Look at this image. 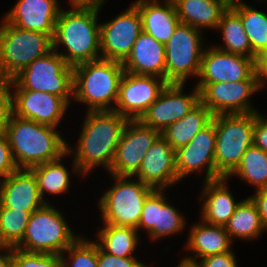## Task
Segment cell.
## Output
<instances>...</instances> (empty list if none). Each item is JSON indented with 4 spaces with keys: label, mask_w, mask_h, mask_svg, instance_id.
I'll return each instance as SVG.
<instances>
[{
    "label": "cell",
    "mask_w": 267,
    "mask_h": 267,
    "mask_svg": "<svg viewBox=\"0 0 267 267\" xmlns=\"http://www.w3.org/2000/svg\"><path fill=\"white\" fill-rule=\"evenodd\" d=\"M5 134L19 169H30L73 152L55 127L15 115L11 116Z\"/></svg>",
    "instance_id": "cell-3"
},
{
    "label": "cell",
    "mask_w": 267,
    "mask_h": 267,
    "mask_svg": "<svg viewBox=\"0 0 267 267\" xmlns=\"http://www.w3.org/2000/svg\"><path fill=\"white\" fill-rule=\"evenodd\" d=\"M142 32V19L133 4L123 13L100 24L101 58L124 63Z\"/></svg>",
    "instance_id": "cell-13"
},
{
    "label": "cell",
    "mask_w": 267,
    "mask_h": 267,
    "mask_svg": "<svg viewBox=\"0 0 267 267\" xmlns=\"http://www.w3.org/2000/svg\"><path fill=\"white\" fill-rule=\"evenodd\" d=\"M230 239H252L262 233L264 229L255 203L250 197L240 201L235 212L224 226Z\"/></svg>",
    "instance_id": "cell-30"
},
{
    "label": "cell",
    "mask_w": 267,
    "mask_h": 267,
    "mask_svg": "<svg viewBox=\"0 0 267 267\" xmlns=\"http://www.w3.org/2000/svg\"><path fill=\"white\" fill-rule=\"evenodd\" d=\"M32 213L0 207V247L15 248L21 242Z\"/></svg>",
    "instance_id": "cell-35"
},
{
    "label": "cell",
    "mask_w": 267,
    "mask_h": 267,
    "mask_svg": "<svg viewBox=\"0 0 267 267\" xmlns=\"http://www.w3.org/2000/svg\"><path fill=\"white\" fill-rule=\"evenodd\" d=\"M257 70V62L242 55L227 53L212 47L204 50L198 83L239 82L247 80Z\"/></svg>",
    "instance_id": "cell-17"
},
{
    "label": "cell",
    "mask_w": 267,
    "mask_h": 267,
    "mask_svg": "<svg viewBox=\"0 0 267 267\" xmlns=\"http://www.w3.org/2000/svg\"><path fill=\"white\" fill-rule=\"evenodd\" d=\"M98 267H148L135 257H119L104 252L97 244Z\"/></svg>",
    "instance_id": "cell-39"
},
{
    "label": "cell",
    "mask_w": 267,
    "mask_h": 267,
    "mask_svg": "<svg viewBox=\"0 0 267 267\" xmlns=\"http://www.w3.org/2000/svg\"><path fill=\"white\" fill-rule=\"evenodd\" d=\"M116 184L99 200L105 224L137 228L147 197L155 190L142 183L129 180L132 176L111 175Z\"/></svg>",
    "instance_id": "cell-9"
},
{
    "label": "cell",
    "mask_w": 267,
    "mask_h": 267,
    "mask_svg": "<svg viewBox=\"0 0 267 267\" xmlns=\"http://www.w3.org/2000/svg\"><path fill=\"white\" fill-rule=\"evenodd\" d=\"M216 129L215 168L217 179L227 178L253 145L255 112L213 116Z\"/></svg>",
    "instance_id": "cell-5"
},
{
    "label": "cell",
    "mask_w": 267,
    "mask_h": 267,
    "mask_svg": "<svg viewBox=\"0 0 267 267\" xmlns=\"http://www.w3.org/2000/svg\"><path fill=\"white\" fill-rule=\"evenodd\" d=\"M57 0H18L4 20L16 27L41 32L52 38L61 8Z\"/></svg>",
    "instance_id": "cell-20"
},
{
    "label": "cell",
    "mask_w": 267,
    "mask_h": 267,
    "mask_svg": "<svg viewBox=\"0 0 267 267\" xmlns=\"http://www.w3.org/2000/svg\"><path fill=\"white\" fill-rule=\"evenodd\" d=\"M11 85L15 90L48 92L70 104L73 97V66L52 50L21 70L11 79Z\"/></svg>",
    "instance_id": "cell-7"
},
{
    "label": "cell",
    "mask_w": 267,
    "mask_h": 267,
    "mask_svg": "<svg viewBox=\"0 0 267 267\" xmlns=\"http://www.w3.org/2000/svg\"><path fill=\"white\" fill-rule=\"evenodd\" d=\"M230 7L240 16L256 62L267 52V14L250 7L241 0H231Z\"/></svg>",
    "instance_id": "cell-29"
},
{
    "label": "cell",
    "mask_w": 267,
    "mask_h": 267,
    "mask_svg": "<svg viewBox=\"0 0 267 267\" xmlns=\"http://www.w3.org/2000/svg\"><path fill=\"white\" fill-rule=\"evenodd\" d=\"M125 72L151 75L165 80V44L142 31L123 63Z\"/></svg>",
    "instance_id": "cell-23"
},
{
    "label": "cell",
    "mask_w": 267,
    "mask_h": 267,
    "mask_svg": "<svg viewBox=\"0 0 267 267\" xmlns=\"http://www.w3.org/2000/svg\"><path fill=\"white\" fill-rule=\"evenodd\" d=\"M257 71L259 75L260 86H264L263 83L267 80V52H265L257 61Z\"/></svg>",
    "instance_id": "cell-44"
},
{
    "label": "cell",
    "mask_w": 267,
    "mask_h": 267,
    "mask_svg": "<svg viewBox=\"0 0 267 267\" xmlns=\"http://www.w3.org/2000/svg\"><path fill=\"white\" fill-rule=\"evenodd\" d=\"M201 223V224H200ZM194 224L190 229V236L186 242L188 250L195 253L191 257L182 260L196 263V257L205 258L208 256L231 251V239L223 226L211 225L204 221Z\"/></svg>",
    "instance_id": "cell-26"
},
{
    "label": "cell",
    "mask_w": 267,
    "mask_h": 267,
    "mask_svg": "<svg viewBox=\"0 0 267 267\" xmlns=\"http://www.w3.org/2000/svg\"><path fill=\"white\" fill-rule=\"evenodd\" d=\"M178 267H198V266H197L196 263H192V262L181 260V262L178 265Z\"/></svg>",
    "instance_id": "cell-47"
},
{
    "label": "cell",
    "mask_w": 267,
    "mask_h": 267,
    "mask_svg": "<svg viewBox=\"0 0 267 267\" xmlns=\"http://www.w3.org/2000/svg\"><path fill=\"white\" fill-rule=\"evenodd\" d=\"M98 233V246L107 254L119 257H134L138 244V230L132 227L105 224Z\"/></svg>",
    "instance_id": "cell-32"
},
{
    "label": "cell",
    "mask_w": 267,
    "mask_h": 267,
    "mask_svg": "<svg viewBox=\"0 0 267 267\" xmlns=\"http://www.w3.org/2000/svg\"><path fill=\"white\" fill-rule=\"evenodd\" d=\"M213 116L209 109L200 102L182 119L170 124L161 132V135L176 151L188 144L199 131L209 125Z\"/></svg>",
    "instance_id": "cell-28"
},
{
    "label": "cell",
    "mask_w": 267,
    "mask_h": 267,
    "mask_svg": "<svg viewBox=\"0 0 267 267\" xmlns=\"http://www.w3.org/2000/svg\"><path fill=\"white\" fill-rule=\"evenodd\" d=\"M255 203L258 213L261 218L264 229H267V187L256 191V193L250 197Z\"/></svg>",
    "instance_id": "cell-43"
},
{
    "label": "cell",
    "mask_w": 267,
    "mask_h": 267,
    "mask_svg": "<svg viewBox=\"0 0 267 267\" xmlns=\"http://www.w3.org/2000/svg\"><path fill=\"white\" fill-rule=\"evenodd\" d=\"M71 5L97 6L102 7L103 0H71Z\"/></svg>",
    "instance_id": "cell-46"
},
{
    "label": "cell",
    "mask_w": 267,
    "mask_h": 267,
    "mask_svg": "<svg viewBox=\"0 0 267 267\" xmlns=\"http://www.w3.org/2000/svg\"><path fill=\"white\" fill-rule=\"evenodd\" d=\"M69 252V263L64 259V253L60 255L62 267H98L97 264V242L89 241L79 237L66 250Z\"/></svg>",
    "instance_id": "cell-36"
},
{
    "label": "cell",
    "mask_w": 267,
    "mask_h": 267,
    "mask_svg": "<svg viewBox=\"0 0 267 267\" xmlns=\"http://www.w3.org/2000/svg\"><path fill=\"white\" fill-rule=\"evenodd\" d=\"M142 19V31L165 44L181 23L172 0L161 5L158 0H136Z\"/></svg>",
    "instance_id": "cell-24"
},
{
    "label": "cell",
    "mask_w": 267,
    "mask_h": 267,
    "mask_svg": "<svg viewBox=\"0 0 267 267\" xmlns=\"http://www.w3.org/2000/svg\"><path fill=\"white\" fill-rule=\"evenodd\" d=\"M236 262L234 253L229 251L201 258L196 264L198 267H237Z\"/></svg>",
    "instance_id": "cell-41"
},
{
    "label": "cell",
    "mask_w": 267,
    "mask_h": 267,
    "mask_svg": "<svg viewBox=\"0 0 267 267\" xmlns=\"http://www.w3.org/2000/svg\"><path fill=\"white\" fill-rule=\"evenodd\" d=\"M196 88L200 91L201 102L213 115L258 112L248 101L261 88L257 70L244 81L198 83Z\"/></svg>",
    "instance_id": "cell-11"
},
{
    "label": "cell",
    "mask_w": 267,
    "mask_h": 267,
    "mask_svg": "<svg viewBox=\"0 0 267 267\" xmlns=\"http://www.w3.org/2000/svg\"><path fill=\"white\" fill-rule=\"evenodd\" d=\"M215 147L216 129L215 122L212 120L188 144L175 151L178 179L181 180L191 172L201 171L207 165L205 181L217 180Z\"/></svg>",
    "instance_id": "cell-16"
},
{
    "label": "cell",
    "mask_w": 267,
    "mask_h": 267,
    "mask_svg": "<svg viewBox=\"0 0 267 267\" xmlns=\"http://www.w3.org/2000/svg\"><path fill=\"white\" fill-rule=\"evenodd\" d=\"M162 189H155L145 200L139 225L145 228L152 239L180 232L185 225L184 218L173 206L169 205L162 194Z\"/></svg>",
    "instance_id": "cell-22"
},
{
    "label": "cell",
    "mask_w": 267,
    "mask_h": 267,
    "mask_svg": "<svg viewBox=\"0 0 267 267\" xmlns=\"http://www.w3.org/2000/svg\"><path fill=\"white\" fill-rule=\"evenodd\" d=\"M182 90L183 84L168 83L139 120L162 132L170 124L182 119L201 102L200 91L196 87L189 95H182Z\"/></svg>",
    "instance_id": "cell-15"
},
{
    "label": "cell",
    "mask_w": 267,
    "mask_h": 267,
    "mask_svg": "<svg viewBox=\"0 0 267 267\" xmlns=\"http://www.w3.org/2000/svg\"><path fill=\"white\" fill-rule=\"evenodd\" d=\"M221 29L224 45L215 47L227 53L252 58V48L240 16L229 6L222 14L217 29Z\"/></svg>",
    "instance_id": "cell-31"
},
{
    "label": "cell",
    "mask_w": 267,
    "mask_h": 267,
    "mask_svg": "<svg viewBox=\"0 0 267 267\" xmlns=\"http://www.w3.org/2000/svg\"><path fill=\"white\" fill-rule=\"evenodd\" d=\"M18 169L8 138L5 133H0V177L6 178Z\"/></svg>",
    "instance_id": "cell-40"
},
{
    "label": "cell",
    "mask_w": 267,
    "mask_h": 267,
    "mask_svg": "<svg viewBox=\"0 0 267 267\" xmlns=\"http://www.w3.org/2000/svg\"><path fill=\"white\" fill-rule=\"evenodd\" d=\"M71 10L61 9L52 38L53 50L61 44L67 54H60L70 66L100 59V24L97 23L101 7L73 5Z\"/></svg>",
    "instance_id": "cell-2"
},
{
    "label": "cell",
    "mask_w": 267,
    "mask_h": 267,
    "mask_svg": "<svg viewBox=\"0 0 267 267\" xmlns=\"http://www.w3.org/2000/svg\"><path fill=\"white\" fill-rule=\"evenodd\" d=\"M160 135V131L144 125L140 120H128L108 172L133 177L140 169L146 152Z\"/></svg>",
    "instance_id": "cell-12"
},
{
    "label": "cell",
    "mask_w": 267,
    "mask_h": 267,
    "mask_svg": "<svg viewBox=\"0 0 267 267\" xmlns=\"http://www.w3.org/2000/svg\"><path fill=\"white\" fill-rule=\"evenodd\" d=\"M258 113L259 112H255L253 145L267 152V119Z\"/></svg>",
    "instance_id": "cell-42"
},
{
    "label": "cell",
    "mask_w": 267,
    "mask_h": 267,
    "mask_svg": "<svg viewBox=\"0 0 267 267\" xmlns=\"http://www.w3.org/2000/svg\"><path fill=\"white\" fill-rule=\"evenodd\" d=\"M61 159L46 162L30 168L36 177L38 189L43 199L45 192L61 194L69 188V172L61 163Z\"/></svg>",
    "instance_id": "cell-34"
},
{
    "label": "cell",
    "mask_w": 267,
    "mask_h": 267,
    "mask_svg": "<svg viewBox=\"0 0 267 267\" xmlns=\"http://www.w3.org/2000/svg\"><path fill=\"white\" fill-rule=\"evenodd\" d=\"M0 250L7 251L6 254H0V267H13V248L0 247Z\"/></svg>",
    "instance_id": "cell-45"
},
{
    "label": "cell",
    "mask_w": 267,
    "mask_h": 267,
    "mask_svg": "<svg viewBox=\"0 0 267 267\" xmlns=\"http://www.w3.org/2000/svg\"><path fill=\"white\" fill-rule=\"evenodd\" d=\"M11 79L0 77V133H5L13 115Z\"/></svg>",
    "instance_id": "cell-38"
},
{
    "label": "cell",
    "mask_w": 267,
    "mask_h": 267,
    "mask_svg": "<svg viewBox=\"0 0 267 267\" xmlns=\"http://www.w3.org/2000/svg\"><path fill=\"white\" fill-rule=\"evenodd\" d=\"M13 267H62L60 255L13 248Z\"/></svg>",
    "instance_id": "cell-37"
},
{
    "label": "cell",
    "mask_w": 267,
    "mask_h": 267,
    "mask_svg": "<svg viewBox=\"0 0 267 267\" xmlns=\"http://www.w3.org/2000/svg\"><path fill=\"white\" fill-rule=\"evenodd\" d=\"M85 117L73 169L86 175L101 164L109 171L129 119L115 111H87Z\"/></svg>",
    "instance_id": "cell-1"
},
{
    "label": "cell",
    "mask_w": 267,
    "mask_h": 267,
    "mask_svg": "<svg viewBox=\"0 0 267 267\" xmlns=\"http://www.w3.org/2000/svg\"><path fill=\"white\" fill-rule=\"evenodd\" d=\"M179 20L195 29L216 28L231 0H172Z\"/></svg>",
    "instance_id": "cell-27"
},
{
    "label": "cell",
    "mask_w": 267,
    "mask_h": 267,
    "mask_svg": "<svg viewBox=\"0 0 267 267\" xmlns=\"http://www.w3.org/2000/svg\"><path fill=\"white\" fill-rule=\"evenodd\" d=\"M78 238L60 211L47 203L31 214L25 235L15 248L27 252L61 255Z\"/></svg>",
    "instance_id": "cell-8"
},
{
    "label": "cell",
    "mask_w": 267,
    "mask_h": 267,
    "mask_svg": "<svg viewBox=\"0 0 267 267\" xmlns=\"http://www.w3.org/2000/svg\"><path fill=\"white\" fill-rule=\"evenodd\" d=\"M52 50L50 35L25 30L3 20L0 24V77L12 79Z\"/></svg>",
    "instance_id": "cell-6"
},
{
    "label": "cell",
    "mask_w": 267,
    "mask_h": 267,
    "mask_svg": "<svg viewBox=\"0 0 267 267\" xmlns=\"http://www.w3.org/2000/svg\"><path fill=\"white\" fill-rule=\"evenodd\" d=\"M13 115L57 128L68 103L59 96L43 91L15 90Z\"/></svg>",
    "instance_id": "cell-18"
},
{
    "label": "cell",
    "mask_w": 267,
    "mask_h": 267,
    "mask_svg": "<svg viewBox=\"0 0 267 267\" xmlns=\"http://www.w3.org/2000/svg\"><path fill=\"white\" fill-rule=\"evenodd\" d=\"M238 175L254 185L257 190L267 187V152L251 145L241 158L237 168L228 176Z\"/></svg>",
    "instance_id": "cell-33"
},
{
    "label": "cell",
    "mask_w": 267,
    "mask_h": 267,
    "mask_svg": "<svg viewBox=\"0 0 267 267\" xmlns=\"http://www.w3.org/2000/svg\"><path fill=\"white\" fill-rule=\"evenodd\" d=\"M135 176L142 183L162 190L179 181L176 172L175 150L162 135L146 152Z\"/></svg>",
    "instance_id": "cell-19"
},
{
    "label": "cell",
    "mask_w": 267,
    "mask_h": 267,
    "mask_svg": "<svg viewBox=\"0 0 267 267\" xmlns=\"http://www.w3.org/2000/svg\"><path fill=\"white\" fill-rule=\"evenodd\" d=\"M226 180L204 181L202 197L206 198L202 204L201 218L205 223L224 227L240 203L234 200L225 184Z\"/></svg>",
    "instance_id": "cell-25"
},
{
    "label": "cell",
    "mask_w": 267,
    "mask_h": 267,
    "mask_svg": "<svg viewBox=\"0 0 267 267\" xmlns=\"http://www.w3.org/2000/svg\"><path fill=\"white\" fill-rule=\"evenodd\" d=\"M0 181V207L34 212L45 204L35 175L30 169H18Z\"/></svg>",
    "instance_id": "cell-21"
},
{
    "label": "cell",
    "mask_w": 267,
    "mask_h": 267,
    "mask_svg": "<svg viewBox=\"0 0 267 267\" xmlns=\"http://www.w3.org/2000/svg\"><path fill=\"white\" fill-rule=\"evenodd\" d=\"M123 64L97 59L73 67V99L89 105L88 111H113L117 103Z\"/></svg>",
    "instance_id": "cell-4"
},
{
    "label": "cell",
    "mask_w": 267,
    "mask_h": 267,
    "mask_svg": "<svg viewBox=\"0 0 267 267\" xmlns=\"http://www.w3.org/2000/svg\"><path fill=\"white\" fill-rule=\"evenodd\" d=\"M158 78L125 72L120 81L117 106L113 111L129 120H139L168 84L166 80Z\"/></svg>",
    "instance_id": "cell-14"
},
{
    "label": "cell",
    "mask_w": 267,
    "mask_h": 267,
    "mask_svg": "<svg viewBox=\"0 0 267 267\" xmlns=\"http://www.w3.org/2000/svg\"><path fill=\"white\" fill-rule=\"evenodd\" d=\"M202 48L201 31L180 23L165 43V80L184 84L191 74L198 77Z\"/></svg>",
    "instance_id": "cell-10"
}]
</instances>
